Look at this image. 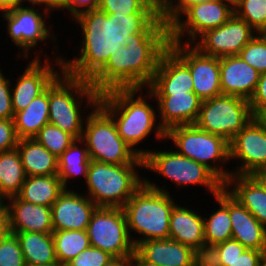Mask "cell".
Listing matches in <instances>:
<instances>
[{
    "label": "cell",
    "mask_w": 266,
    "mask_h": 266,
    "mask_svg": "<svg viewBox=\"0 0 266 266\" xmlns=\"http://www.w3.org/2000/svg\"><path fill=\"white\" fill-rule=\"evenodd\" d=\"M82 42L79 54L62 59V69L70 76L90 80L126 44L131 34H169V24L160 14L110 15L99 9L77 15ZM80 48V49H79Z\"/></svg>",
    "instance_id": "cell-1"
},
{
    "label": "cell",
    "mask_w": 266,
    "mask_h": 266,
    "mask_svg": "<svg viewBox=\"0 0 266 266\" xmlns=\"http://www.w3.org/2000/svg\"><path fill=\"white\" fill-rule=\"evenodd\" d=\"M169 42V34L129 35L126 44L110 55L89 80L90 84L99 94L112 89H146Z\"/></svg>",
    "instance_id": "cell-2"
},
{
    "label": "cell",
    "mask_w": 266,
    "mask_h": 266,
    "mask_svg": "<svg viewBox=\"0 0 266 266\" xmlns=\"http://www.w3.org/2000/svg\"><path fill=\"white\" fill-rule=\"evenodd\" d=\"M144 90L146 94L142 92ZM152 99L154 96L147 88L112 89L99 96L98 104L113 118L119 136L140 157L148 150L137 146L145 142L151 132L155 133L158 142L166 141V131L160 126L156 113L157 104L156 107L150 104Z\"/></svg>",
    "instance_id": "cell-3"
},
{
    "label": "cell",
    "mask_w": 266,
    "mask_h": 266,
    "mask_svg": "<svg viewBox=\"0 0 266 266\" xmlns=\"http://www.w3.org/2000/svg\"><path fill=\"white\" fill-rule=\"evenodd\" d=\"M148 179L144 177V184L122 207L135 248L147 240L169 238L170 216L177 204L165 185L160 187ZM133 232L140 237L135 239Z\"/></svg>",
    "instance_id": "cell-4"
},
{
    "label": "cell",
    "mask_w": 266,
    "mask_h": 266,
    "mask_svg": "<svg viewBox=\"0 0 266 266\" xmlns=\"http://www.w3.org/2000/svg\"><path fill=\"white\" fill-rule=\"evenodd\" d=\"M99 96L89 80L62 71L49 85V123L81 139L87 117L83 111L92 110L98 104Z\"/></svg>",
    "instance_id": "cell-5"
},
{
    "label": "cell",
    "mask_w": 266,
    "mask_h": 266,
    "mask_svg": "<svg viewBox=\"0 0 266 266\" xmlns=\"http://www.w3.org/2000/svg\"><path fill=\"white\" fill-rule=\"evenodd\" d=\"M141 168L144 170V164L116 165L91 160L86 194L98 207L122 208L144 184V175H139Z\"/></svg>",
    "instance_id": "cell-6"
},
{
    "label": "cell",
    "mask_w": 266,
    "mask_h": 266,
    "mask_svg": "<svg viewBox=\"0 0 266 266\" xmlns=\"http://www.w3.org/2000/svg\"><path fill=\"white\" fill-rule=\"evenodd\" d=\"M165 139L172 141L178 154L204 164L223 183L232 175L231 169L223 166L230 161L229 142L223 137L208 133L191 124L169 128Z\"/></svg>",
    "instance_id": "cell-7"
},
{
    "label": "cell",
    "mask_w": 266,
    "mask_h": 266,
    "mask_svg": "<svg viewBox=\"0 0 266 266\" xmlns=\"http://www.w3.org/2000/svg\"><path fill=\"white\" fill-rule=\"evenodd\" d=\"M86 115L81 140L91 160L116 165L144 164L143 157L123 141L113 118L99 104Z\"/></svg>",
    "instance_id": "cell-8"
},
{
    "label": "cell",
    "mask_w": 266,
    "mask_h": 266,
    "mask_svg": "<svg viewBox=\"0 0 266 266\" xmlns=\"http://www.w3.org/2000/svg\"><path fill=\"white\" fill-rule=\"evenodd\" d=\"M147 150L148 153L143 157L144 169L164 176L177 187L204 186L212 197L224 188V183L204 164L180 155L172 148L170 151Z\"/></svg>",
    "instance_id": "cell-9"
},
{
    "label": "cell",
    "mask_w": 266,
    "mask_h": 266,
    "mask_svg": "<svg viewBox=\"0 0 266 266\" xmlns=\"http://www.w3.org/2000/svg\"><path fill=\"white\" fill-rule=\"evenodd\" d=\"M253 118L249 100L221 94L202 101L195 125L230 143Z\"/></svg>",
    "instance_id": "cell-10"
},
{
    "label": "cell",
    "mask_w": 266,
    "mask_h": 266,
    "mask_svg": "<svg viewBox=\"0 0 266 266\" xmlns=\"http://www.w3.org/2000/svg\"><path fill=\"white\" fill-rule=\"evenodd\" d=\"M49 13L42 7L21 5L1 14L3 20L6 21L4 26L7 28V37L11 39L13 45L15 44L14 46L20 49L19 51L22 50L21 53H17L19 55L17 57L29 59L30 50H36L39 43L47 44V40L50 39L58 46L55 33H52L51 26L46 25L45 19L50 18L49 15H51Z\"/></svg>",
    "instance_id": "cell-11"
},
{
    "label": "cell",
    "mask_w": 266,
    "mask_h": 266,
    "mask_svg": "<svg viewBox=\"0 0 266 266\" xmlns=\"http://www.w3.org/2000/svg\"><path fill=\"white\" fill-rule=\"evenodd\" d=\"M233 14L232 0L191 4L169 24V41L192 44L205 31L226 23Z\"/></svg>",
    "instance_id": "cell-12"
},
{
    "label": "cell",
    "mask_w": 266,
    "mask_h": 266,
    "mask_svg": "<svg viewBox=\"0 0 266 266\" xmlns=\"http://www.w3.org/2000/svg\"><path fill=\"white\" fill-rule=\"evenodd\" d=\"M86 231L90 246L101 249L114 258L132 257L135 254L122 208L98 207L92 214Z\"/></svg>",
    "instance_id": "cell-13"
},
{
    "label": "cell",
    "mask_w": 266,
    "mask_h": 266,
    "mask_svg": "<svg viewBox=\"0 0 266 266\" xmlns=\"http://www.w3.org/2000/svg\"><path fill=\"white\" fill-rule=\"evenodd\" d=\"M38 50L40 51L38 52ZM38 50L35 51L36 53H34L35 56L31 58L32 60H29L30 62L23 70V74L21 73L19 78L15 80L16 83H11V101L14 114L25 109L32 100L42 94L52 81L63 71L62 59L64 57L62 54L60 56L59 53V56H56V52L53 50L54 59L52 60L46 51L43 53L42 48ZM42 57L44 60H42ZM57 66L58 70L55 68Z\"/></svg>",
    "instance_id": "cell-14"
},
{
    "label": "cell",
    "mask_w": 266,
    "mask_h": 266,
    "mask_svg": "<svg viewBox=\"0 0 266 266\" xmlns=\"http://www.w3.org/2000/svg\"><path fill=\"white\" fill-rule=\"evenodd\" d=\"M230 160L237 159L232 175H257L266 171V124L253 118L229 143Z\"/></svg>",
    "instance_id": "cell-15"
},
{
    "label": "cell",
    "mask_w": 266,
    "mask_h": 266,
    "mask_svg": "<svg viewBox=\"0 0 266 266\" xmlns=\"http://www.w3.org/2000/svg\"><path fill=\"white\" fill-rule=\"evenodd\" d=\"M257 32L235 13L217 28L205 31L192 45L201 53L213 57L239 55Z\"/></svg>",
    "instance_id": "cell-16"
},
{
    "label": "cell",
    "mask_w": 266,
    "mask_h": 266,
    "mask_svg": "<svg viewBox=\"0 0 266 266\" xmlns=\"http://www.w3.org/2000/svg\"><path fill=\"white\" fill-rule=\"evenodd\" d=\"M168 47L189 67L193 91L202 101L222 94L220 58L205 55L192 44L169 42Z\"/></svg>",
    "instance_id": "cell-17"
},
{
    "label": "cell",
    "mask_w": 266,
    "mask_h": 266,
    "mask_svg": "<svg viewBox=\"0 0 266 266\" xmlns=\"http://www.w3.org/2000/svg\"><path fill=\"white\" fill-rule=\"evenodd\" d=\"M97 208L87 195L65 189L51 206L53 231L87 230Z\"/></svg>",
    "instance_id": "cell-18"
},
{
    "label": "cell",
    "mask_w": 266,
    "mask_h": 266,
    "mask_svg": "<svg viewBox=\"0 0 266 266\" xmlns=\"http://www.w3.org/2000/svg\"><path fill=\"white\" fill-rule=\"evenodd\" d=\"M151 94H185L193 91L189 67L168 47L161 55L153 81L147 86Z\"/></svg>",
    "instance_id": "cell-19"
},
{
    "label": "cell",
    "mask_w": 266,
    "mask_h": 266,
    "mask_svg": "<svg viewBox=\"0 0 266 266\" xmlns=\"http://www.w3.org/2000/svg\"><path fill=\"white\" fill-rule=\"evenodd\" d=\"M157 104L160 126L167 131L178 125L195 124L202 100L194 92L185 94H152Z\"/></svg>",
    "instance_id": "cell-20"
},
{
    "label": "cell",
    "mask_w": 266,
    "mask_h": 266,
    "mask_svg": "<svg viewBox=\"0 0 266 266\" xmlns=\"http://www.w3.org/2000/svg\"><path fill=\"white\" fill-rule=\"evenodd\" d=\"M3 203L8 213L10 233L53 232L51 207L28 203L17 196L10 197Z\"/></svg>",
    "instance_id": "cell-21"
},
{
    "label": "cell",
    "mask_w": 266,
    "mask_h": 266,
    "mask_svg": "<svg viewBox=\"0 0 266 266\" xmlns=\"http://www.w3.org/2000/svg\"><path fill=\"white\" fill-rule=\"evenodd\" d=\"M135 253L154 266H194L200 257L191 247L170 238L141 242Z\"/></svg>",
    "instance_id": "cell-22"
},
{
    "label": "cell",
    "mask_w": 266,
    "mask_h": 266,
    "mask_svg": "<svg viewBox=\"0 0 266 266\" xmlns=\"http://www.w3.org/2000/svg\"><path fill=\"white\" fill-rule=\"evenodd\" d=\"M260 73L239 55L220 58V85L224 95L250 100L255 92Z\"/></svg>",
    "instance_id": "cell-23"
},
{
    "label": "cell",
    "mask_w": 266,
    "mask_h": 266,
    "mask_svg": "<svg viewBox=\"0 0 266 266\" xmlns=\"http://www.w3.org/2000/svg\"><path fill=\"white\" fill-rule=\"evenodd\" d=\"M169 238L191 247L200 256H206L203 217L186 206H174L169 225Z\"/></svg>",
    "instance_id": "cell-24"
},
{
    "label": "cell",
    "mask_w": 266,
    "mask_h": 266,
    "mask_svg": "<svg viewBox=\"0 0 266 266\" xmlns=\"http://www.w3.org/2000/svg\"><path fill=\"white\" fill-rule=\"evenodd\" d=\"M224 188L266 228V185L257 175H231Z\"/></svg>",
    "instance_id": "cell-25"
},
{
    "label": "cell",
    "mask_w": 266,
    "mask_h": 266,
    "mask_svg": "<svg viewBox=\"0 0 266 266\" xmlns=\"http://www.w3.org/2000/svg\"><path fill=\"white\" fill-rule=\"evenodd\" d=\"M229 215L232 239L239 241L246 249L266 253V228L230 193Z\"/></svg>",
    "instance_id": "cell-26"
},
{
    "label": "cell",
    "mask_w": 266,
    "mask_h": 266,
    "mask_svg": "<svg viewBox=\"0 0 266 266\" xmlns=\"http://www.w3.org/2000/svg\"><path fill=\"white\" fill-rule=\"evenodd\" d=\"M17 150L26 176L58 174V158L34 138L19 139Z\"/></svg>",
    "instance_id": "cell-27"
},
{
    "label": "cell",
    "mask_w": 266,
    "mask_h": 266,
    "mask_svg": "<svg viewBox=\"0 0 266 266\" xmlns=\"http://www.w3.org/2000/svg\"><path fill=\"white\" fill-rule=\"evenodd\" d=\"M219 208L209 217L203 216L204 240L206 245V255L208 250L214 245L232 239V225L229 215V192L223 188L214 196Z\"/></svg>",
    "instance_id": "cell-28"
},
{
    "label": "cell",
    "mask_w": 266,
    "mask_h": 266,
    "mask_svg": "<svg viewBox=\"0 0 266 266\" xmlns=\"http://www.w3.org/2000/svg\"><path fill=\"white\" fill-rule=\"evenodd\" d=\"M19 139L34 138L49 123V86L23 110L14 114Z\"/></svg>",
    "instance_id": "cell-29"
},
{
    "label": "cell",
    "mask_w": 266,
    "mask_h": 266,
    "mask_svg": "<svg viewBox=\"0 0 266 266\" xmlns=\"http://www.w3.org/2000/svg\"><path fill=\"white\" fill-rule=\"evenodd\" d=\"M64 190L57 175L26 176L16 196L28 203L51 207Z\"/></svg>",
    "instance_id": "cell-30"
},
{
    "label": "cell",
    "mask_w": 266,
    "mask_h": 266,
    "mask_svg": "<svg viewBox=\"0 0 266 266\" xmlns=\"http://www.w3.org/2000/svg\"><path fill=\"white\" fill-rule=\"evenodd\" d=\"M16 235L26 266L57 262L52 233L19 232Z\"/></svg>",
    "instance_id": "cell-31"
},
{
    "label": "cell",
    "mask_w": 266,
    "mask_h": 266,
    "mask_svg": "<svg viewBox=\"0 0 266 266\" xmlns=\"http://www.w3.org/2000/svg\"><path fill=\"white\" fill-rule=\"evenodd\" d=\"M91 159L89 158L86 144L81 139H76L59 157L58 174L65 189H71L69 180L80 176L87 179V170Z\"/></svg>",
    "instance_id": "cell-32"
},
{
    "label": "cell",
    "mask_w": 266,
    "mask_h": 266,
    "mask_svg": "<svg viewBox=\"0 0 266 266\" xmlns=\"http://www.w3.org/2000/svg\"><path fill=\"white\" fill-rule=\"evenodd\" d=\"M26 179L17 148L0 152V202L16 196Z\"/></svg>",
    "instance_id": "cell-33"
},
{
    "label": "cell",
    "mask_w": 266,
    "mask_h": 266,
    "mask_svg": "<svg viewBox=\"0 0 266 266\" xmlns=\"http://www.w3.org/2000/svg\"><path fill=\"white\" fill-rule=\"evenodd\" d=\"M52 237L57 261L64 266L90 246L86 230L53 231Z\"/></svg>",
    "instance_id": "cell-34"
},
{
    "label": "cell",
    "mask_w": 266,
    "mask_h": 266,
    "mask_svg": "<svg viewBox=\"0 0 266 266\" xmlns=\"http://www.w3.org/2000/svg\"><path fill=\"white\" fill-rule=\"evenodd\" d=\"M234 13L257 33H266V0H235Z\"/></svg>",
    "instance_id": "cell-35"
},
{
    "label": "cell",
    "mask_w": 266,
    "mask_h": 266,
    "mask_svg": "<svg viewBox=\"0 0 266 266\" xmlns=\"http://www.w3.org/2000/svg\"><path fill=\"white\" fill-rule=\"evenodd\" d=\"M34 139L57 158L76 140L70 133L50 123L43 126Z\"/></svg>",
    "instance_id": "cell-36"
},
{
    "label": "cell",
    "mask_w": 266,
    "mask_h": 266,
    "mask_svg": "<svg viewBox=\"0 0 266 266\" xmlns=\"http://www.w3.org/2000/svg\"><path fill=\"white\" fill-rule=\"evenodd\" d=\"M98 9L110 15L158 14L145 0H99Z\"/></svg>",
    "instance_id": "cell-37"
},
{
    "label": "cell",
    "mask_w": 266,
    "mask_h": 266,
    "mask_svg": "<svg viewBox=\"0 0 266 266\" xmlns=\"http://www.w3.org/2000/svg\"><path fill=\"white\" fill-rule=\"evenodd\" d=\"M239 56L260 74L266 73V33H257L242 48Z\"/></svg>",
    "instance_id": "cell-38"
},
{
    "label": "cell",
    "mask_w": 266,
    "mask_h": 266,
    "mask_svg": "<svg viewBox=\"0 0 266 266\" xmlns=\"http://www.w3.org/2000/svg\"><path fill=\"white\" fill-rule=\"evenodd\" d=\"M0 266H26L20 243L13 233L0 240Z\"/></svg>",
    "instance_id": "cell-39"
},
{
    "label": "cell",
    "mask_w": 266,
    "mask_h": 266,
    "mask_svg": "<svg viewBox=\"0 0 266 266\" xmlns=\"http://www.w3.org/2000/svg\"><path fill=\"white\" fill-rule=\"evenodd\" d=\"M112 259H114V257L109 253L89 246L74 257L66 266H104Z\"/></svg>",
    "instance_id": "cell-40"
},
{
    "label": "cell",
    "mask_w": 266,
    "mask_h": 266,
    "mask_svg": "<svg viewBox=\"0 0 266 266\" xmlns=\"http://www.w3.org/2000/svg\"><path fill=\"white\" fill-rule=\"evenodd\" d=\"M246 248L234 239L226 240L214 245L208 250L206 257L209 260H234L238 258Z\"/></svg>",
    "instance_id": "cell-41"
},
{
    "label": "cell",
    "mask_w": 266,
    "mask_h": 266,
    "mask_svg": "<svg viewBox=\"0 0 266 266\" xmlns=\"http://www.w3.org/2000/svg\"><path fill=\"white\" fill-rule=\"evenodd\" d=\"M0 69V119H13L14 112L11 101V83L10 78H6Z\"/></svg>",
    "instance_id": "cell-42"
},
{
    "label": "cell",
    "mask_w": 266,
    "mask_h": 266,
    "mask_svg": "<svg viewBox=\"0 0 266 266\" xmlns=\"http://www.w3.org/2000/svg\"><path fill=\"white\" fill-rule=\"evenodd\" d=\"M18 142L13 119H0V152L15 149Z\"/></svg>",
    "instance_id": "cell-43"
},
{
    "label": "cell",
    "mask_w": 266,
    "mask_h": 266,
    "mask_svg": "<svg viewBox=\"0 0 266 266\" xmlns=\"http://www.w3.org/2000/svg\"><path fill=\"white\" fill-rule=\"evenodd\" d=\"M254 118H259L266 112V73H262L258 80L254 94L249 100Z\"/></svg>",
    "instance_id": "cell-44"
},
{
    "label": "cell",
    "mask_w": 266,
    "mask_h": 266,
    "mask_svg": "<svg viewBox=\"0 0 266 266\" xmlns=\"http://www.w3.org/2000/svg\"><path fill=\"white\" fill-rule=\"evenodd\" d=\"M264 253L255 249H245L234 260H211L217 266H259Z\"/></svg>",
    "instance_id": "cell-45"
},
{
    "label": "cell",
    "mask_w": 266,
    "mask_h": 266,
    "mask_svg": "<svg viewBox=\"0 0 266 266\" xmlns=\"http://www.w3.org/2000/svg\"><path fill=\"white\" fill-rule=\"evenodd\" d=\"M99 8V0H63L61 10H68L71 20L77 15Z\"/></svg>",
    "instance_id": "cell-46"
},
{
    "label": "cell",
    "mask_w": 266,
    "mask_h": 266,
    "mask_svg": "<svg viewBox=\"0 0 266 266\" xmlns=\"http://www.w3.org/2000/svg\"><path fill=\"white\" fill-rule=\"evenodd\" d=\"M208 1L212 0H171L160 16L166 23L170 24L187 6Z\"/></svg>",
    "instance_id": "cell-47"
},
{
    "label": "cell",
    "mask_w": 266,
    "mask_h": 266,
    "mask_svg": "<svg viewBox=\"0 0 266 266\" xmlns=\"http://www.w3.org/2000/svg\"><path fill=\"white\" fill-rule=\"evenodd\" d=\"M24 2L31 6H42V8L44 7L51 14L53 11L61 10L63 0H24Z\"/></svg>",
    "instance_id": "cell-48"
},
{
    "label": "cell",
    "mask_w": 266,
    "mask_h": 266,
    "mask_svg": "<svg viewBox=\"0 0 266 266\" xmlns=\"http://www.w3.org/2000/svg\"><path fill=\"white\" fill-rule=\"evenodd\" d=\"M9 231L8 213L6 206L0 202V240L3 239Z\"/></svg>",
    "instance_id": "cell-49"
},
{
    "label": "cell",
    "mask_w": 266,
    "mask_h": 266,
    "mask_svg": "<svg viewBox=\"0 0 266 266\" xmlns=\"http://www.w3.org/2000/svg\"><path fill=\"white\" fill-rule=\"evenodd\" d=\"M25 4L24 0H0V13Z\"/></svg>",
    "instance_id": "cell-50"
},
{
    "label": "cell",
    "mask_w": 266,
    "mask_h": 266,
    "mask_svg": "<svg viewBox=\"0 0 266 266\" xmlns=\"http://www.w3.org/2000/svg\"><path fill=\"white\" fill-rule=\"evenodd\" d=\"M158 14H161L171 0H145Z\"/></svg>",
    "instance_id": "cell-51"
},
{
    "label": "cell",
    "mask_w": 266,
    "mask_h": 266,
    "mask_svg": "<svg viewBox=\"0 0 266 266\" xmlns=\"http://www.w3.org/2000/svg\"><path fill=\"white\" fill-rule=\"evenodd\" d=\"M104 266H131V257L114 258Z\"/></svg>",
    "instance_id": "cell-52"
},
{
    "label": "cell",
    "mask_w": 266,
    "mask_h": 266,
    "mask_svg": "<svg viewBox=\"0 0 266 266\" xmlns=\"http://www.w3.org/2000/svg\"><path fill=\"white\" fill-rule=\"evenodd\" d=\"M131 266H154L145 263L136 253L131 257Z\"/></svg>",
    "instance_id": "cell-53"
},
{
    "label": "cell",
    "mask_w": 266,
    "mask_h": 266,
    "mask_svg": "<svg viewBox=\"0 0 266 266\" xmlns=\"http://www.w3.org/2000/svg\"><path fill=\"white\" fill-rule=\"evenodd\" d=\"M257 176L265 183L266 185V171L260 172Z\"/></svg>",
    "instance_id": "cell-54"
},
{
    "label": "cell",
    "mask_w": 266,
    "mask_h": 266,
    "mask_svg": "<svg viewBox=\"0 0 266 266\" xmlns=\"http://www.w3.org/2000/svg\"><path fill=\"white\" fill-rule=\"evenodd\" d=\"M34 266H64V265L60 264V263L57 261V262H53V263L46 264V265H34Z\"/></svg>",
    "instance_id": "cell-55"
},
{
    "label": "cell",
    "mask_w": 266,
    "mask_h": 266,
    "mask_svg": "<svg viewBox=\"0 0 266 266\" xmlns=\"http://www.w3.org/2000/svg\"><path fill=\"white\" fill-rule=\"evenodd\" d=\"M259 266H266V253L262 256Z\"/></svg>",
    "instance_id": "cell-56"
},
{
    "label": "cell",
    "mask_w": 266,
    "mask_h": 266,
    "mask_svg": "<svg viewBox=\"0 0 266 266\" xmlns=\"http://www.w3.org/2000/svg\"><path fill=\"white\" fill-rule=\"evenodd\" d=\"M259 119H261L266 124V112H264Z\"/></svg>",
    "instance_id": "cell-57"
}]
</instances>
